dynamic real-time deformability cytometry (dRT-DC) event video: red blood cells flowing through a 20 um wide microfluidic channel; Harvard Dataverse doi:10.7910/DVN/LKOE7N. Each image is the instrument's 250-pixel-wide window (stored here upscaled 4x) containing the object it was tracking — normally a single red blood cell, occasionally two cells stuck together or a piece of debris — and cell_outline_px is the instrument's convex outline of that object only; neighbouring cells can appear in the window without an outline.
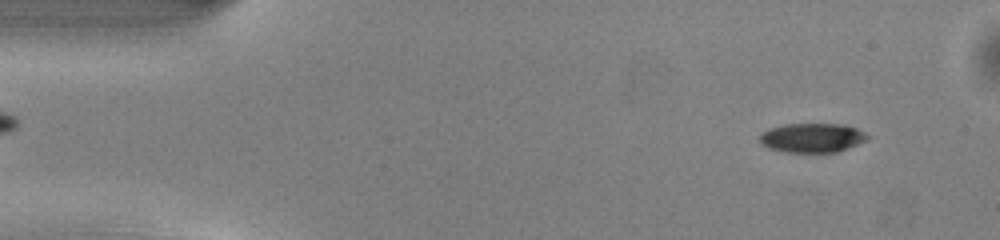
{"species": "common noctule bat (a hibernating species)", "species_latin": "Nyctalus noctula", "temperature_condition": "warm", "stored_images_in_passage": 50, "camera_frame_rate_fps": 3000, "um_per_image_px": 0.085, "animal": {"sex": "male", "body_mass_g": 13.0, "forearm_length_mm": 53.1}, "frame": {"image": 1, "passage_image": 4, "time_ms": 1.0, "image_size_px": [1000, 240], "cell_outline_px": [[872, 136], [868, 140], [848, 148], [836, 152], [784, 152], [768, 148], [760, 144], [760, 136], [764, 132], [772, 128], [784, 124], [844, 124], [856, 128]], "centroid_in_image_um": [69.08, 11.72], "position_along_channel_um": 15.9, "area_um2": 18.44}}
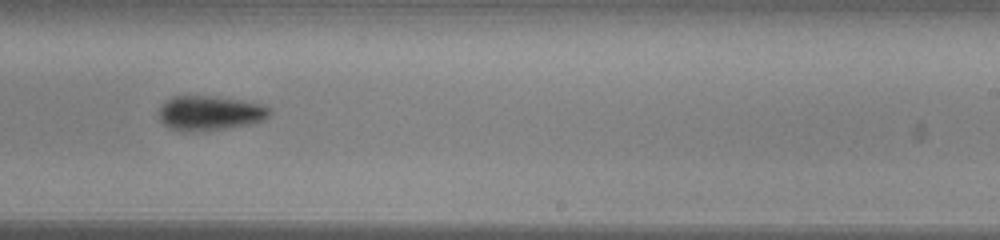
{"frame": {"image": 2, "passage_image": 30, "time_ms": 9.667, "image_size_px": [1000, 240], "cell_outline_px": [[272, 112], [264, 120], [248, 124], [224, 128], [188, 132], [168, 128], [160, 120], [160, 108], [172, 96], [204, 96], [236, 100], [260, 104], [268, 108]], "centroid_in_image_um": [17.81, 9.62], "position_along_channel_um": 271.2, "area_um2": 21.73}}
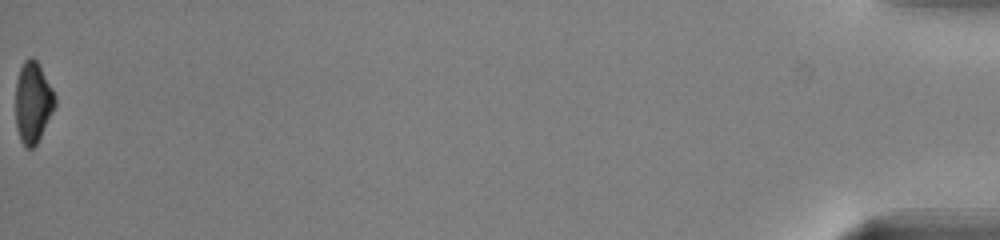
{"frame": {"image": 3, "passage_image": 50, "time_ms": 16.333, "image_size_px": [1000, 240], "cell_outline_px": [[56, 108], [36, 144], [32, 148], [28, 148], [20, 140], [16, 128], [16, 80], [20, 68], [24, 60], [28, 56], [32, 56], [40, 64], [56, 96]], "centroid_in_image_um": [2.81, 8.67], "position_along_channel_um": 432.4, "area_um2": 18.9}, "authors_computed_cell_mechanics": {"area_um2": 20.23, "velocity_mm_per_s": 4.0645, "shape_relaxation_time_tau1_ms": 1.7016, "shape_relaxation_time_tau2_ms": null, "deformation_change_tau1": 0.1315, "deformation_change_tau2": null}}